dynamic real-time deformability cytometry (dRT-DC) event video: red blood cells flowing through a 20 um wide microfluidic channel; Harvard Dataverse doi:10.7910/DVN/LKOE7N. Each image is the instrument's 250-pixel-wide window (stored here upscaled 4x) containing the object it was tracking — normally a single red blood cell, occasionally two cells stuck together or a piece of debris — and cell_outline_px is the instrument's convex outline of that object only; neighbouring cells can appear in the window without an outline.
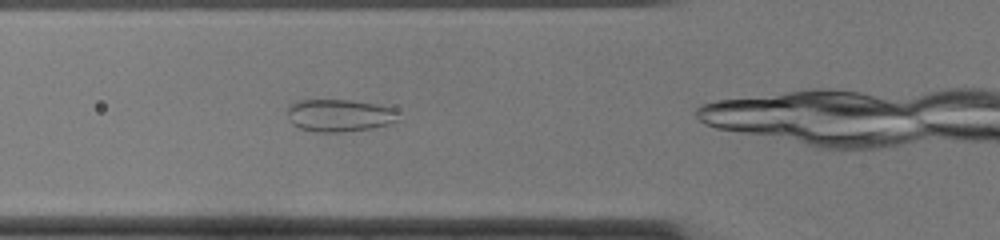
{"species": "common noctule bat (a hibernating species)", "species_latin": "Nyctalus noctula", "temperature_condition": "cold", "stored_images_in_passage": 21, "camera_frame_rate_fps": 3000, "um_per_image_px": 0.085, "animal": {"sex": "female", "body_mass_g": 22.0, "forearm_length_mm": 56.7}, "frame": {"image": 1, "passage_image": 5, "time_ms": 1.333, "image_size_px": [1000, 240], "cell_outline_px": [[400, 120], [388, 124], [372, 128], [340, 132], [320, 132], [300, 128], [292, 124], [288, 120], [288, 108], [292, 104], [300, 100], [352, 100], [376, 104], [396, 108]], "centroid_in_image_um": [28.89, 9.81], "position_along_channel_um": 96.9, "area_um2": 21.04}}
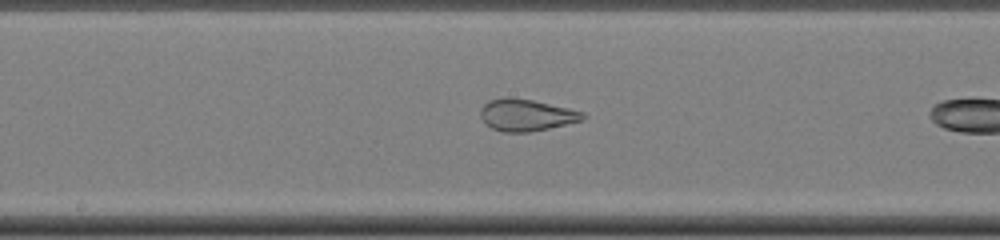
{"frame": {"image": 2, "passage_image": 13, "time_ms": 4.0, "image_size_px": [1000, 240], "cell_outline_px": [[584, 120], [548, 128], [528, 132], [504, 132], [492, 128], [484, 124], [480, 116], [480, 108], [488, 100], [508, 96], [532, 100], [568, 108], [584, 112]], "centroid_in_image_um": [44.68, 9.77], "position_along_channel_um": 203.5, "area_um2": 19.02}}
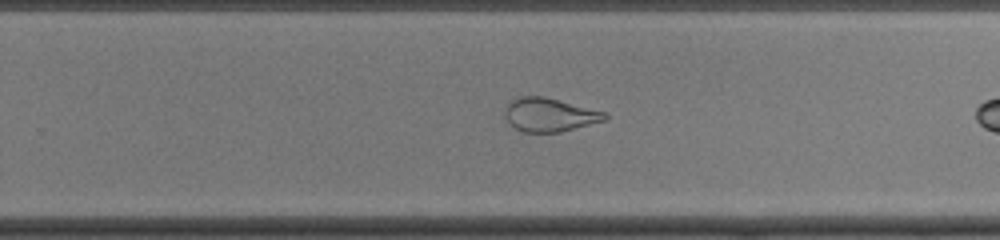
{"frame": {"image": 3, "passage_image": 19, "time_ms": 6.0, "image_size_px": [1000, 240], "cell_outline_px": [[608, 120], [560, 132], [524, 132], [516, 128], [508, 120], [504, 112], [508, 104], [516, 96], [544, 96], [604, 112], [608, 116]], "centroid_in_image_um": [46.72, 9.75], "position_along_channel_um": 283.1, "area_um2": 19.36}}